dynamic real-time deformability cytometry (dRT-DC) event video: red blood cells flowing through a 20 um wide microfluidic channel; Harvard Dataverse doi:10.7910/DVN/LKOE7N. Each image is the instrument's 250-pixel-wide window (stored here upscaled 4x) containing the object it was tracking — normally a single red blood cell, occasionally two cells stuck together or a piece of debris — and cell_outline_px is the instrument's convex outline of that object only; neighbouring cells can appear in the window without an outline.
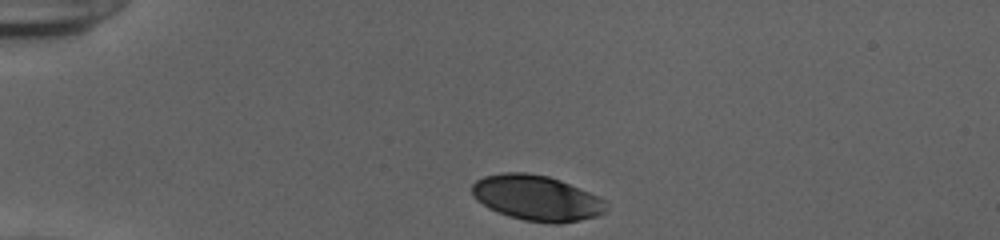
{"species": "human", "species_latin": "Homo sapiens", "temperature_condition": "cold", "stored_images_in_passage": 33, "camera_frame_rate_fps": 3000, "um_per_image_px": 0.085, "donor": {"sex": "female"}, "frame": {"image": 1, "passage_image": 1, "time_ms": 0.0, "image_size_px": [1000, 240], "cell_outline_px": [[608, 208], [604, 212], [596, 216], [580, 220], [560, 224], [552, 224], [524, 220], [508, 216], [488, 208], [476, 200], [472, 196], [472, 184], [476, 180], [484, 176], [504, 172], [524, 172], [548, 176], [560, 180], [608, 200]], "centroid_in_image_um": [45.63, 16.83], "position_along_channel_um": 39.4, "area_um2": 35.78}}
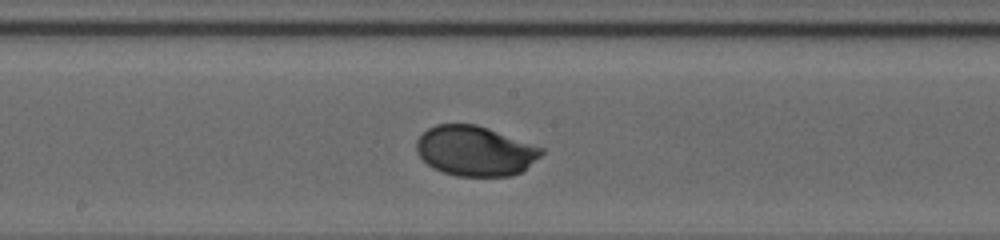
{"frame": {"image": 2, "passage_image": 18, "time_ms": 5.667, "image_size_px": [1000, 240], "cell_outline_px": [[544, 152], [540, 156], [520, 172], [512, 176], [456, 176], [432, 168], [416, 152], [416, 140], [428, 128], [436, 124], [476, 124], [488, 128], [544, 148]], "centroid_in_image_um": [40.36, 12.82], "position_along_channel_um": 207.8, "area_um2": 36.24}}
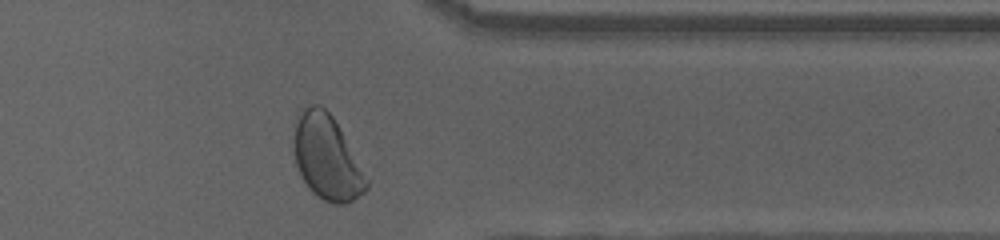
{"frame": {"image": 3, "passage_image": 32, "time_ms": 10.333, "image_size_px": [1000, 240], "cell_outline_px": [[368, 188], [364, 192], [352, 200], [344, 204], [332, 204], [316, 196], [308, 188], [300, 176], [296, 164], [296, 120], [300, 108], [312, 104], [316, 104], [324, 108], [332, 116], [340, 128], [368, 180]], "centroid_in_image_um": [27.79, 13.41], "position_along_channel_um": 383.6, "area_um2": 35.2}, "authors_computed_cell_mechanics": {"area_um2": 36.2406, "velocity_mm_per_s": 3.8602, "shape_relaxation_time_tau1_ms": 2.4948, "shape_relaxation_time_tau2_ms": null, "deformation_change_tau1": 0.1254, "deformation_change_tau2": null}}